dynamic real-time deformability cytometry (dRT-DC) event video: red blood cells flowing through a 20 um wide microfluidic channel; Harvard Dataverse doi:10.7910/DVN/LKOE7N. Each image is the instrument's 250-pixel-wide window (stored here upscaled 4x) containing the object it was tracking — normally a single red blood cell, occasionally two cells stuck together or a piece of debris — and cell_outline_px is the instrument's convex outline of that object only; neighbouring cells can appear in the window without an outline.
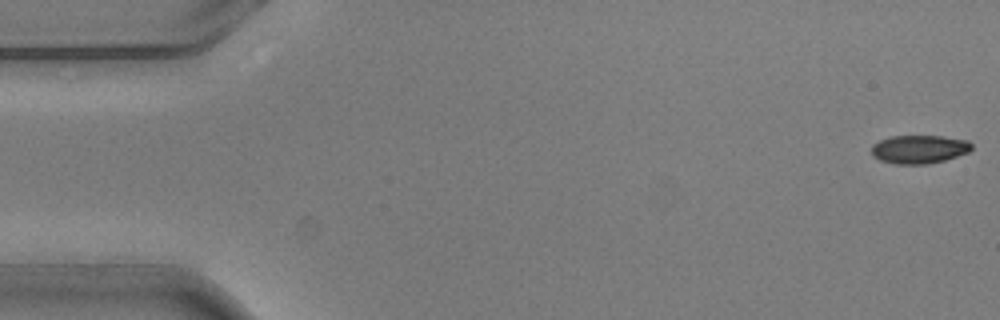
{"species": "common noctule bat (a hibernating species)", "species_latin": "Nyctalus noctula", "temperature_condition": "warm", "stored_images_in_passage": 3, "camera_frame_rate_fps": 3000, "um_per_image_px": 0.085, "animal": {"sex": "male", "body_mass_g": 20.5, "forearm_length_mm": 52.5}, "frame": {"image": 1, "passage_image": 1, "time_ms": 0.0, "image_size_px": [1000, 320], "cell_outline_px": [[972, 148], [968, 152], [944, 160], [924, 164], [896, 164], [880, 160], [872, 156], [872, 144], [888, 136], [944, 136], [968, 140], [972, 144]], "centroid_in_image_um": [78.11, 12.67], "position_along_channel_um": 6.9, "area_um2": 16.59}}
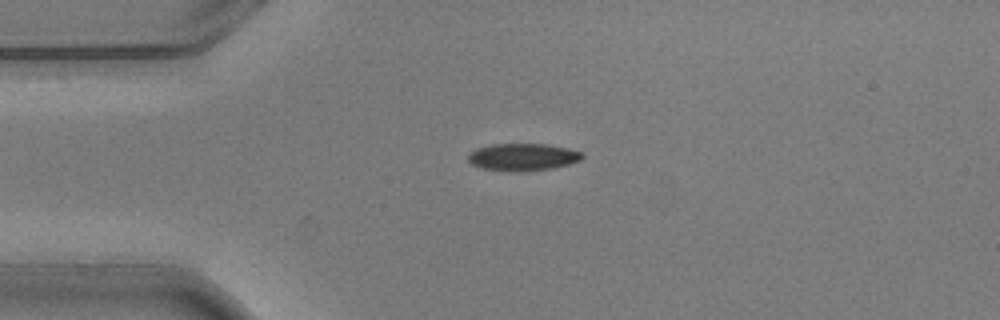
{"frame": {"image": 2, "passage_image": 3, "time_ms": 0.667, "image_size_px": [1000, 320], "cell_outline_px": [[584, 156], [580, 160], [568, 164], [552, 168], [524, 172], [508, 172], [480, 168], [472, 164], [468, 160], [468, 152], [476, 148], [492, 144], [548, 144], [568, 148], [584, 152]], "centroid_in_image_um": [44.42, 13.35], "position_along_channel_um": 40.6, "area_um2": 18.5}}